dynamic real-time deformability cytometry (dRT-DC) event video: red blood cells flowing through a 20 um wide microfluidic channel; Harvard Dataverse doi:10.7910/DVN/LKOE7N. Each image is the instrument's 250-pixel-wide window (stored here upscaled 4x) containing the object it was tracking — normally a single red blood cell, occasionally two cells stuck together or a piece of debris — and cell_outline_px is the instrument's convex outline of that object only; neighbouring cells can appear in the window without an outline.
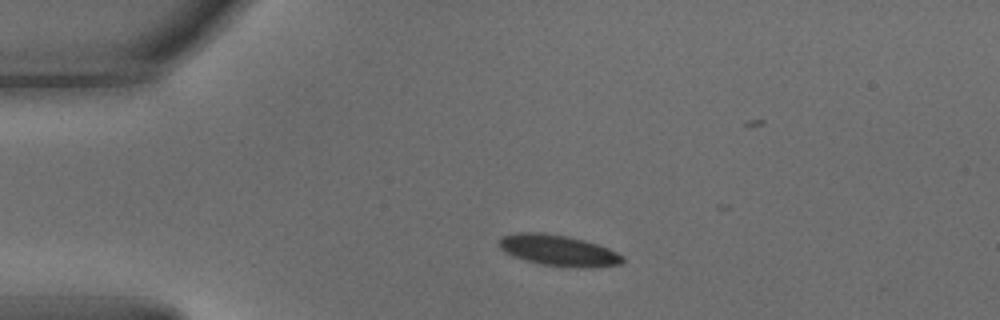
{"species": "common noctule bat (a hibernating species)", "species_latin": "Nyctalus noctula", "temperature_condition": "warm", "stored_images_in_passage": 14, "camera_frame_rate_fps": 3000, "um_per_image_px": 0.085, "animal": {"sex": "male", "body_mass_g": 15.6}, "frame": {"image": 1, "passage_image": 8, "time_ms": 2.333, "image_size_px": [1000, 320], "cell_outline_px": [[624, 260], [620, 264], [584, 268], [580, 268], [544, 264], [512, 256], [504, 252], [500, 248], [500, 236], [520, 232], [544, 232], [568, 236], [584, 240], [608, 248], [624, 256]], "centroid_in_image_um": [47.46, 21.27], "position_along_channel_um": 37.5, "area_um2": 22.14}}